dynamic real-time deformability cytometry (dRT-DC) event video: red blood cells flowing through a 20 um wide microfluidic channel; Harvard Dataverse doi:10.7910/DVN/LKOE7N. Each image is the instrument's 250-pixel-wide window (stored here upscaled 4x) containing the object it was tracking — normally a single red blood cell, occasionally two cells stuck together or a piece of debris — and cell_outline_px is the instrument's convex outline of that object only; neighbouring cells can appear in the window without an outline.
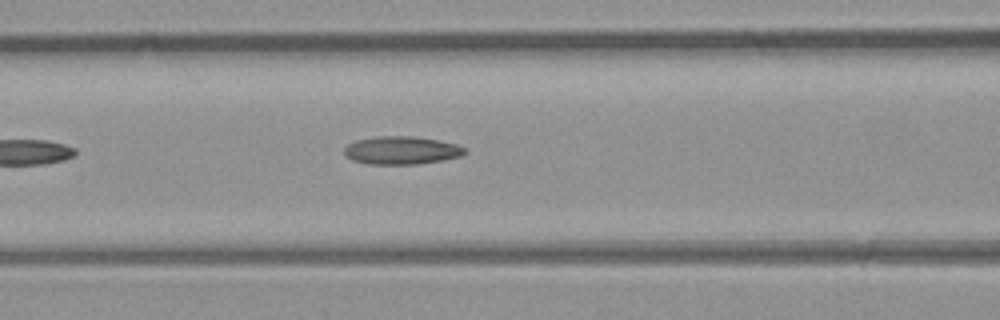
{"species": "common noctule bat (a hibernating species)", "species_latin": "Nyctalus noctula", "temperature_condition": "room temperature", "stored_images_in_passage": 4, "camera_frame_rate_fps": 3000, "um_per_image_px": 0.085, "animal": {"sex": "male", "body_mass_g": 23.1, "forearm_length_mm": 52.7}, "frame": {"image": 1, "passage_image": 4, "time_ms": 1.0, "image_size_px": [1000, 320], "cell_outline_px": [[468, 152], [460, 156], [440, 160], [416, 164], [368, 164], [352, 160], [344, 156], [344, 148], [348, 144], [356, 140], [376, 136], [412, 136], [436, 140], [456, 144], [464, 148]], "centroid_in_image_um": [34.07, 12.78], "position_along_channel_um": 132.5, "area_um2": 19.59}}